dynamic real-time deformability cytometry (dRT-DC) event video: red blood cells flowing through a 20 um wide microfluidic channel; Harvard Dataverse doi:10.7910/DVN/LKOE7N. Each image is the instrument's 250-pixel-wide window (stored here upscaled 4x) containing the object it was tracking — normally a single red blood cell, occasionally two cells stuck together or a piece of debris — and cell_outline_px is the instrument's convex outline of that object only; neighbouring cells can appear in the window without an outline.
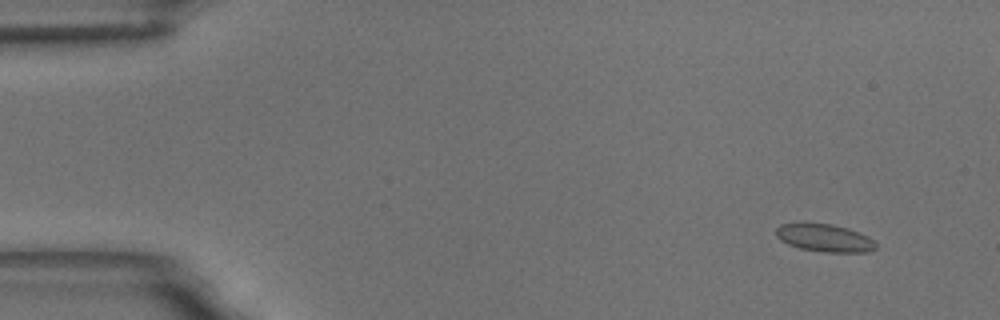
{"species": "common noctule bat (a hibernating species)", "species_latin": "Nyctalus noctula", "temperature_condition": "room temperature", "stored_images_in_passage": 59, "camera_frame_rate_fps": 3000, "um_per_image_px": 0.085, "animal": {"sex": "male", "body_mass_g": 18.8}, "frame": {"image": 1, "passage_image": 5, "time_ms": 1.333, "image_size_px": [1000, 320], "cell_outline_px": [[876, 248], [868, 252], [824, 252], [800, 248], [788, 244], [780, 240], [776, 236], [776, 228], [780, 224], [804, 220], [832, 224], [848, 228], [860, 232], [868, 236], [876, 244]], "centroid_in_image_um": [70.03, 20.17], "position_along_channel_um": 15.0, "area_um2": 16.7}}
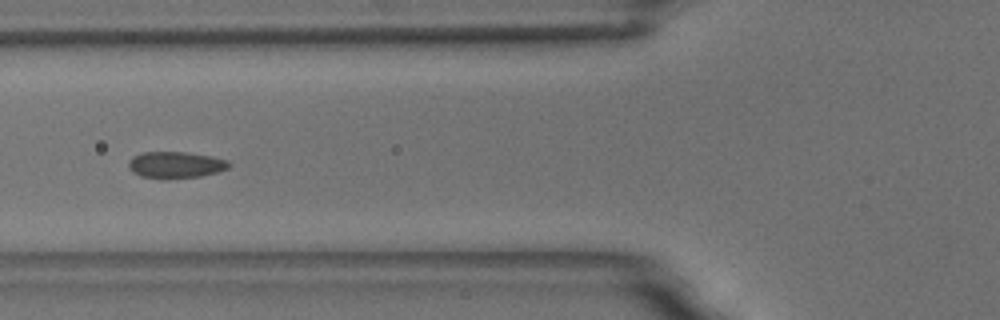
{"frame": {"image": 2, "passage_image": 23, "time_ms": 7.333, "image_size_px": [1000, 320], "cell_outline_px": [[232, 164], [228, 168], [216, 172], [200, 176], [160, 180], [140, 176], [132, 172], [128, 168], [128, 160], [132, 156], [144, 152], [184, 152], [212, 156], [228, 160]], "centroid_in_image_um": [14.89, 14.02], "position_along_channel_um": 110.9, "area_um2": 15.84}}
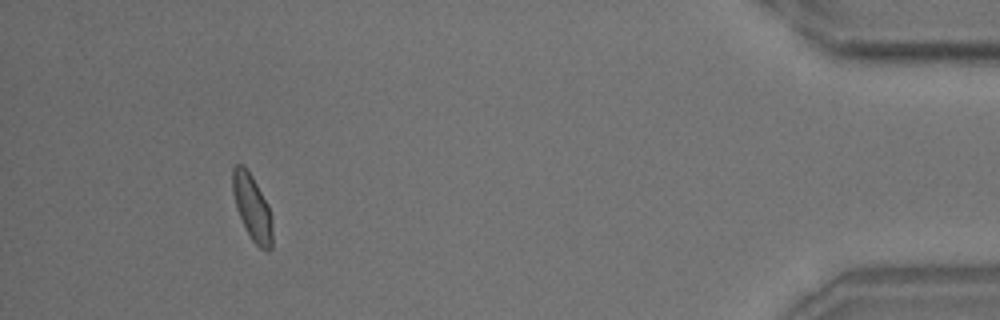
{"frame": {"image": 3, "passage_image": 55, "time_ms": 18.0, "image_size_px": [1000, 320], "cell_outline_px": [[272, 248], [268, 252], [260, 248], [252, 240], [236, 208], [232, 192], [232, 168], [236, 164], [244, 164], [252, 176], [268, 204], [272, 216]], "centroid_in_image_um": [21.44, 17.62], "position_along_channel_um": 413.8, "area_um2": 15.32}, "authors_computed_cell_mechanics": {"area_um2": 15.4904, "velocity_mm_per_s": 3.4286, "shape_relaxation_time_tau1_ms": 3.8709, "shape_relaxation_time_tau2_ms": 1.0116, "deformation_change_tau1": 0.0832, "deformation_change_tau2": 0.0503}}